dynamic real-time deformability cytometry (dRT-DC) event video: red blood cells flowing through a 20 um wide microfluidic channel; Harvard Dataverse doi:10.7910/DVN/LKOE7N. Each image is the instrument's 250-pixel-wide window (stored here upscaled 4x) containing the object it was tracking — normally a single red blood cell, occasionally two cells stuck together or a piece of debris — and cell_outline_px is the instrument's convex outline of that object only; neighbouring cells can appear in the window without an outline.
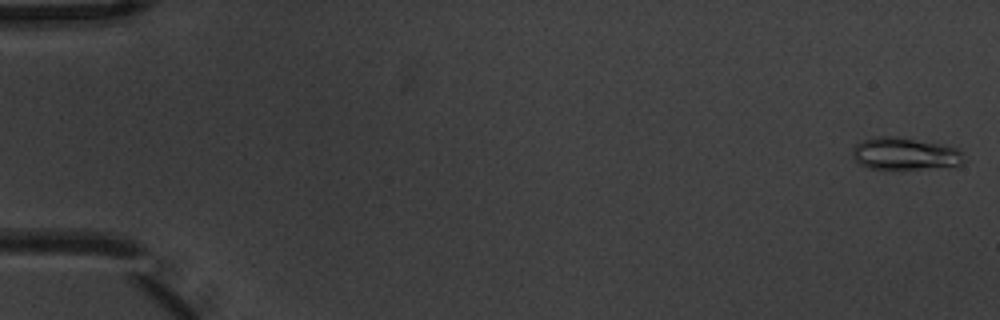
{"species": "common noctule bat (a hibernating species)", "species_latin": "Nyctalus noctula", "temperature_condition": "warm", "stored_images_in_passage": 7, "camera_frame_rate_fps": 3000, "um_per_image_px": 0.085, "animal": {"sex": "male", "body_mass_g": 20.1, "forearm_length_mm": 53.5}, "frame": {"image": 1, "passage_image": 1, "time_ms": 0.0, "image_size_px": [1000, 320], "cell_outline_px": [[964, 160], [960, 164], [892, 172], [868, 168], [860, 164], [856, 160], [852, 152], [852, 148], [856, 144], [864, 140], [876, 136], [892, 136], [948, 144], [956, 148], [960, 152]], "centroid_in_image_um": [76.86, 13.09], "position_along_channel_um": 8.1, "area_um2": 21.44}}
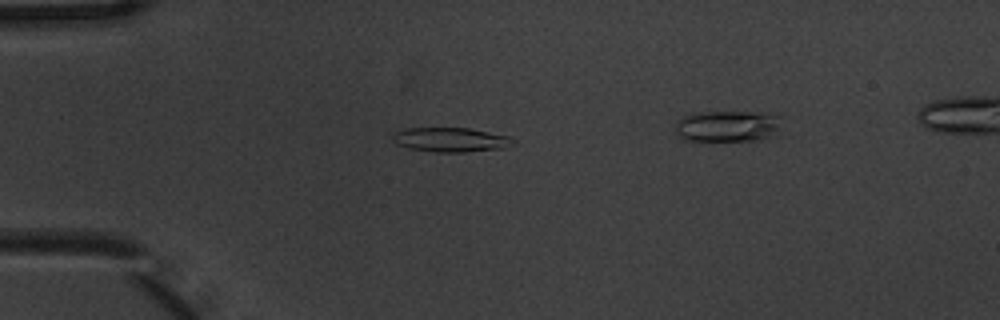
{"frame": {"image": 2, "passage_image": 5, "time_ms": 1.333, "image_size_px": [1000, 320], "cell_outline_px": [[516, 144], [500, 148], [464, 152], [436, 152], [408, 148], [396, 144], [392, 140], [392, 132], [404, 128], [468, 128], [508, 136], [516, 140]], "centroid_in_image_um": [38.26, 11.87], "position_along_channel_um": 46.7, "area_um2": 17.17}}